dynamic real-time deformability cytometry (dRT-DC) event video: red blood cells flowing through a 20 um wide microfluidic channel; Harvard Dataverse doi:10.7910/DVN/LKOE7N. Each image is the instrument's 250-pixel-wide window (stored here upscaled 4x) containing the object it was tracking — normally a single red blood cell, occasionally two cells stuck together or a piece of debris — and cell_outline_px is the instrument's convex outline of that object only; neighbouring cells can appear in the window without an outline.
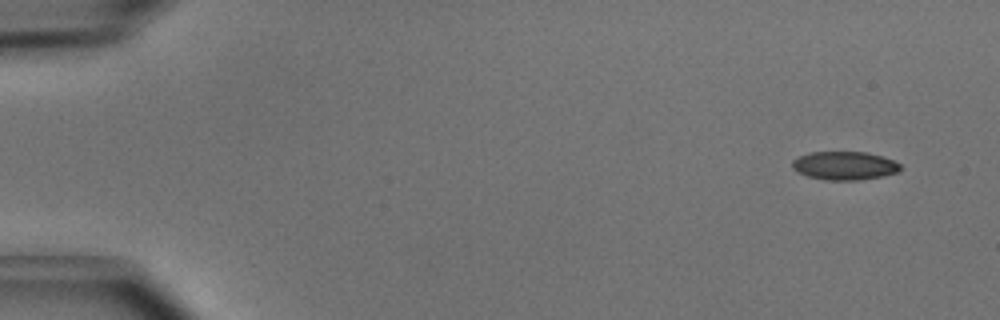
{"species": "common noctule bat (a hibernating species)", "species_latin": "Nyctalus noctula", "temperature_condition": "cold", "stored_images_in_passage": 5, "camera_frame_rate_fps": 3000, "um_per_image_px": 0.085, "animal": {"sex": "male", "body_mass_g": 15.6}, "frame": {"image": 1, "passage_image": 1, "time_ms": 0.0, "image_size_px": [1000, 320], "cell_outline_px": [[900, 168], [896, 172], [880, 176], [856, 180], [824, 180], [808, 176], [792, 168], [792, 160], [808, 152], [864, 152], [880, 156], [892, 160], [900, 164]], "centroid_in_image_um": [71.73, 14.07], "position_along_channel_um": 13.3, "area_um2": 17.57}}
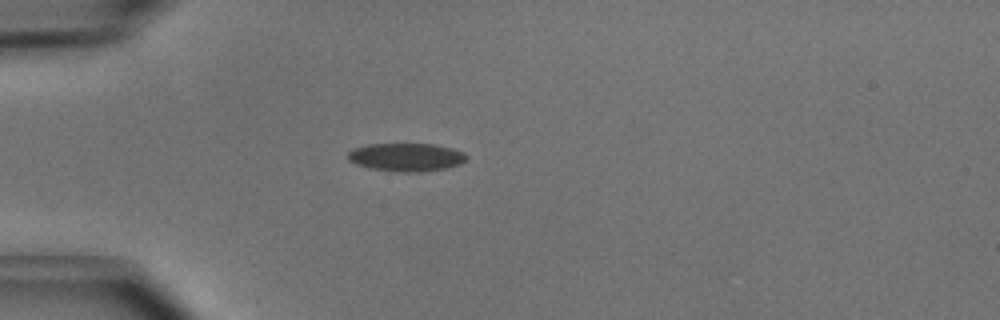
{"frame": {"image": 2, "passage_image": 4, "time_ms": 1.0, "image_size_px": [1000, 320], "cell_outline_px": [[468, 156], [460, 164], [444, 168], [420, 172], [404, 172], [368, 168], [356, 164], [348, 160], [348, 152], [352, 148], [368, 144], [432, 144], [452, 148], [464, 152]], "centroid_in_image_um": [34.5, 13.35], "position_along_channel_um": 50.5, "area_um2": 19.42}}